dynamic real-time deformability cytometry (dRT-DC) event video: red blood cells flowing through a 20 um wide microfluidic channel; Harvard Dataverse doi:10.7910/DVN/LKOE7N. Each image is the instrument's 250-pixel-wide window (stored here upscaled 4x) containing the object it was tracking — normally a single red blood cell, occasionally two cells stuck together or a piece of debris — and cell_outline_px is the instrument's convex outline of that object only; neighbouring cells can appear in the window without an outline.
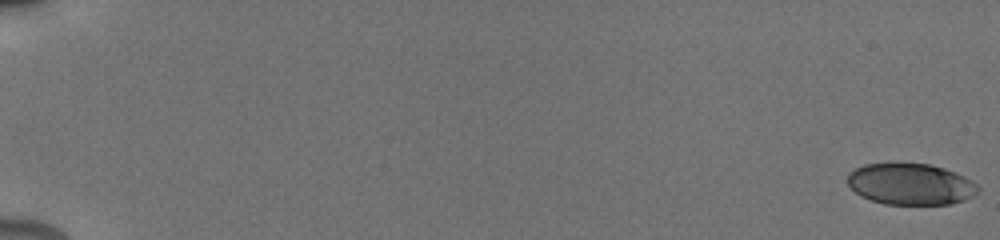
{"species": "human", "species_latin": "Homo sapiens", "temperature_condition": "cold", "stored_images_in_passage": 35, "camera_frame_rate_fps": 3000, "um_per_image_px": 0.085, "donor": {"sex": "male"}, "frame": {"image": 1, "passage_image": 1, "time_ms": 0.0, "image_size_px": [1000, 240], "cell_outline_px": [[980, 192], [964, 200], [952, 204], [884, 204], [860, 196], [848, 184], [848, 172], [864, 164], [896, 160], [928, 164], [944, 168], [956, 172], [972, 180], [980, 188]], "centroid_in_image_um": [77.39, 15.61], "position_along_channel_um": 7.6, "area_um2": 32.31}}
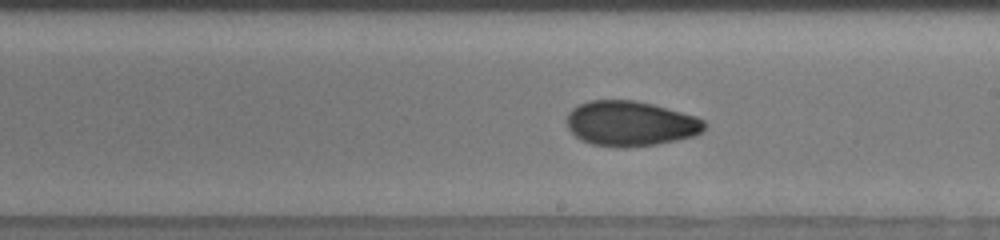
{"frame": {"image": 2, "passage_image": 22, "time_ms": 11.333, "image_size_px": [1000, 240], "cell_outline_px": [[708, 124], [696, 136], [656, 144], [624, 148], [616, 148], [592, 144], [580, 140], [568, 128], [568, 112], [572, 108], [588, 100], [636, 100], [652, 104], [696, 116], [704, 120]], "centroid_in_image_um": [53.59, 10.51], "position_along_channel_um": 235.4, "area_um2": 36.3}}
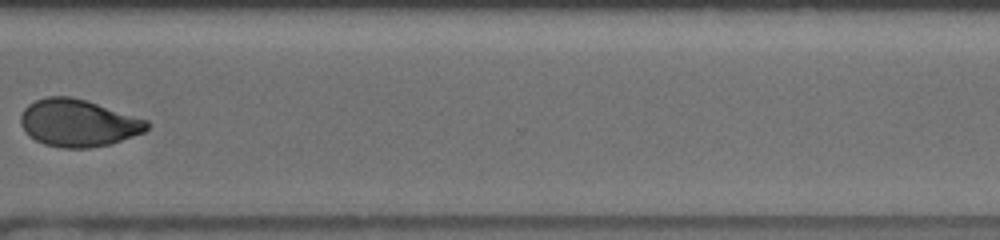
{"frame": {"image": 3, "passage_image": 29, "time_ms": 14.667, "image_size_px": [1000, 240], "cell_outline_px": [[148, 128], [144, 132], [108, 144], [88, 148], [60, 148], [44, 144], [36, 140], [20, 124], [20, 116], [24, 108], [28, 104], [36, 100], [48, 96], [68, 96], [84, 100], [148, 120]], "centroid_in_image_um": [6.62, 10.45], "position_along_channel_um": 364.0, "area_um2": 34.28}, "authors_computed_cell_mechanics": {"area_um2": 34.5644, "velocity_mm_per_s": 3.8491, "shape_relaxation_time_tau1_ms": 7.2982, "shape_relaxation_time_tau2_ms": 1.8315, "deformation_change_tau1": 0.175, "deformation_change_tau2": 0.0556}}